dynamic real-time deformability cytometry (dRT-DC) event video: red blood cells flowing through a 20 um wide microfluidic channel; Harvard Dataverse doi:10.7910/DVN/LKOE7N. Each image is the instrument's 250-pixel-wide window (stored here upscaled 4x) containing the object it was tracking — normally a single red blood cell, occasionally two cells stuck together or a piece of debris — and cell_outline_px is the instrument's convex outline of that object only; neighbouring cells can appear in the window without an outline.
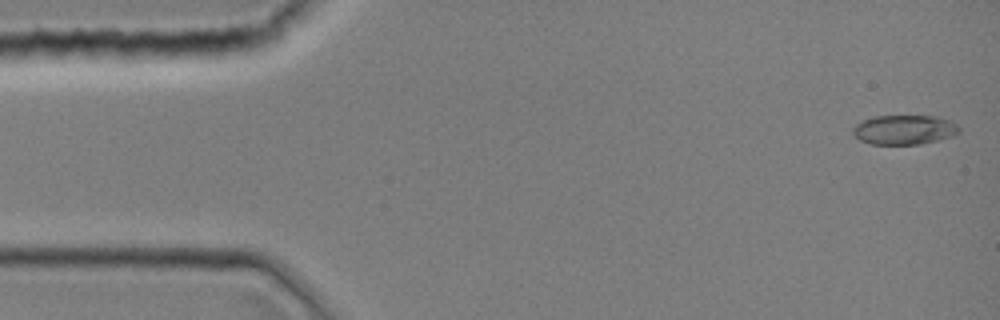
{"species": "common noctule bat (a hibernating species)", "species_latin": "Nyctalus noctula", "temperature_condition": "room temperature", "stored_images_in_passage": 43, "camera_frame_rate_fps": 3000, "um_per_image_px": 0.085, "animal": {"sex": "female", "body_mass_g": 19.0, "forearm_length_mm": 51.5}, "frame": {"image": 1, "passage_image": 1, "time_ms": 0.0, "image_size_px": [1000, 320], "cell_outline_px": [[960, 132], [936, 140], [920, 144], [872, 144], [860, 140], [852, 132], [852, 128], [860, 120], [872, 116], [936, 116], [948, 120], [956, 124], [960, 128]], "centroid_in_image_um": [76.81, 11.01], "position_along_channel_um": 8.2, "area_um2": 18.15}}
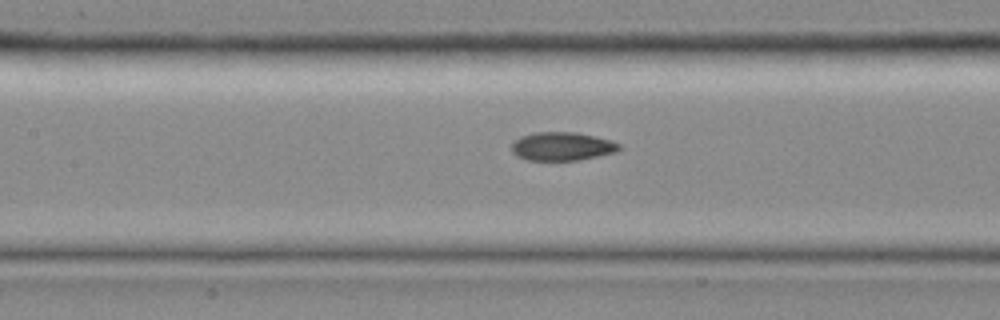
{"frame": {"image": 2, "passage_image": 19, "time_ms": 6.0, "image_size_px": [1000, 320], "cell_outline_px": [[620, 148], [616, 152], [580, 160], [528, 160], [516, 156], [512, 152], [512, 144], [520, 136], [532, 132], [576, 132], [596, 136], [612, 140], [620, 144]], "centroid_in_image_um": [47.78, 12.43], "position_along_channel_um": 159.6, "area_um2": 17.98}}
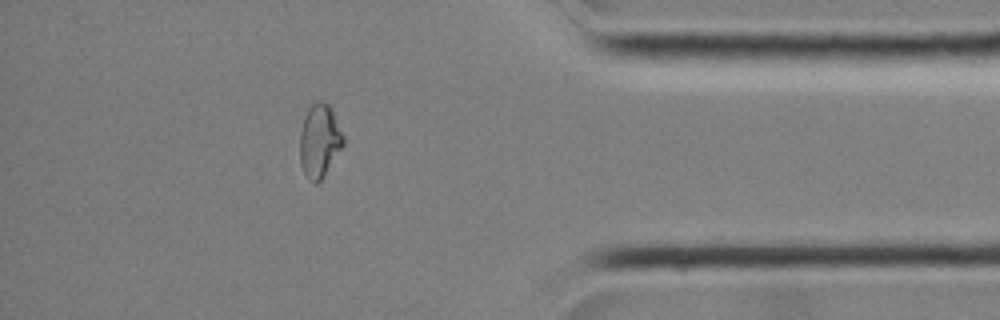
{"frame": {"image": 3, "passage_image": 37, "time_ms": 12.0, "image_size_px": [1000, 320], "cell_outline_px": [[344, 144], [324, 176], [316, 184], [304, 172], [300, 164], [300, 132], [304, 116], [308, 108], [316, 100], [320, 100], [328, 104], [332, 108], [344, 136]], "centroid_in_image_um": [27.16, 11.92], "position_along_channel_um": 408.0, "area_um2": 18.55}}